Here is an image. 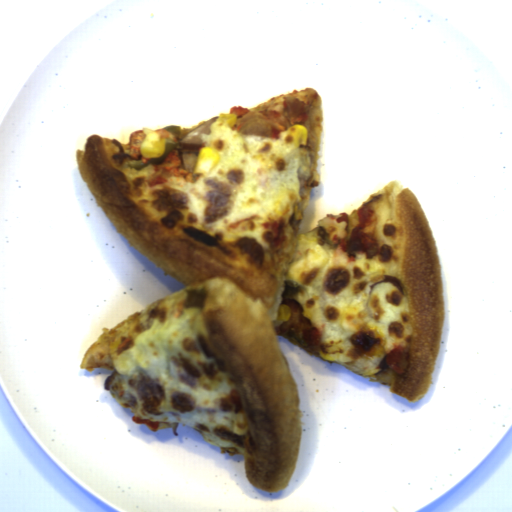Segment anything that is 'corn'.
Masks as SVG:
<instances>
[{
    "label": "corn",
    "mask_w": 512,
    "mask_h": 512,
    "mask_svg": "<svg viewBox=\"0 0 512 512\" xmlns=\"http://www.w3.org/2000/svg\"><path fill=\"white\" fill-rule=\"evenodd\" d=\"M220 154L217 149L212 147H203L198 151L192 173L209 174L219 162Z\"/></svg>",
    "instance_id": "51d56268"
},
{
    "label": "corn",
    "mask_w": 512,
    "mask_h": 512,
    "mask_svg": "<svg viewBox=\"0 0 512 512\" xmlns=\"http://www.w3.org/2000/svg\"><path fill=\"white\" fill-rule=\"evenodd\" d=\"M165 147V138H161V133L155 130L147 133L140 145L142 157L148 158L162 156L165 152Z\"/></svg>",
    "instance_id": "f1292c28"
},
{
    "label": "corn",
    "mask_w": 512,
    "mask_h": 512,
    "mask_svg": "<svg viewBox=\"0 0 512 512\" xmlns=\"http://www.w3.org/2000/svg\"><path fill=\"white\" fill-rule=\"evenodd\" d=\"M345 353L342 340H327L320 347L319 354L328 361L340 360Z\"/></svg>",
    "instance_id": "5cfa1b94"
},
{
    "label": "corn",
    "mask_w": 512,
    "mask_h": 512,
    "mask_svg": "<svg viewBox=\"0 0 512 512\" xmlns=\"http://www.w3.org/2000/svg\"><path fill=\"white\" fill-rule=\"evenodd\" d=\"M308 130L301 124L290 126L286 136L293 147L307 146Z\"/></svg>",
    "instance_id": "cfcad685"
},
{
    "label": "corn",
    "mask_w": 512,
    "mask_h": 512,
    "mask_svg": "<svg viewBox=\"0 0 512 512\" xmlns=\"http://www.w3.org/2000/svg\"><path fill=\"white\" fill-rule=\"evenodd\" d=\"M236 121V115H230L225 113H219L216 120L218 125L221 126H233Z\"/></svg>",
    "instance_id": "2b8c4276"
},
{
    "label": "corn",
    "mask_w": 512,
    "mask_h": 512,
    "mask_svg": "<svg viewBox=\"0 0 512 512\" xmlns=\"http://www.w3.org/2000/svg\"><path fill=\"white\" fill-rule=\"evenodd\" d=\"M291 313L292 310L290 307H288L287 305H279L276 313L277 320H282L284 322L289 321Z\"/></svg>",
    "instance_id": "79e197a2"
},
{
    "label": "corn",
    "mask_w": 512,
    "mask_h": 512,
    "mask_svg": "<svg viewBox=\"0 0 512 512\" xmlns=\"http://www.w3.org/2000/svg\"><path fill=\"white\" fill-rule=\"evenodd\" d=\"M318 242V237H307L306 233H302L297 243L302 246H315Z\"/></svg>",
    "instance_id": "30e3d8cc"
}]
</instances>
